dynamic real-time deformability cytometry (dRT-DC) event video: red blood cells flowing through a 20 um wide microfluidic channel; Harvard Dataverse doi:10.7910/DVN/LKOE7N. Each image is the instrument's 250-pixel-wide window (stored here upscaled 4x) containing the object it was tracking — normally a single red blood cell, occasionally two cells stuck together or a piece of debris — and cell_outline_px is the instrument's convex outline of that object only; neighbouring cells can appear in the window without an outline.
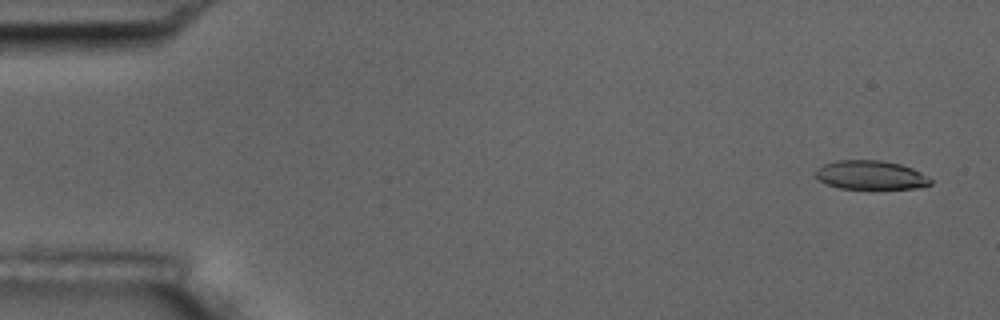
{"species": "common noctule bat (a hibernating species)", "species_latin": "Nyctalus noctula", "temperature_condition": "room temperature", "stored_images_in_passage": 5, "camera_frame_rate_fps": 3000, "um_per_image_px": 0.085, "animal": {"sex": "male", "body_mass_g": 17.5, "forearm_length_mm": 52.3}, "frame": {"image": 1, "passage_image": 1, "time_ms": 0.0, "image_size_px": [1000, 320], "cell_outline_px": [[932, 184], [916, 188], [840, 188], [828, 184], [820, 180], [816, 176], [816, 168], [824, 164], [836, 160], [880, 160], [900, 164], [912, 168], [920, 172], [932, 180]], "centroid_in_image_um": [74.0, 14.87], "position_along_channel_um": 11.0, "area_um2": 19.13}}
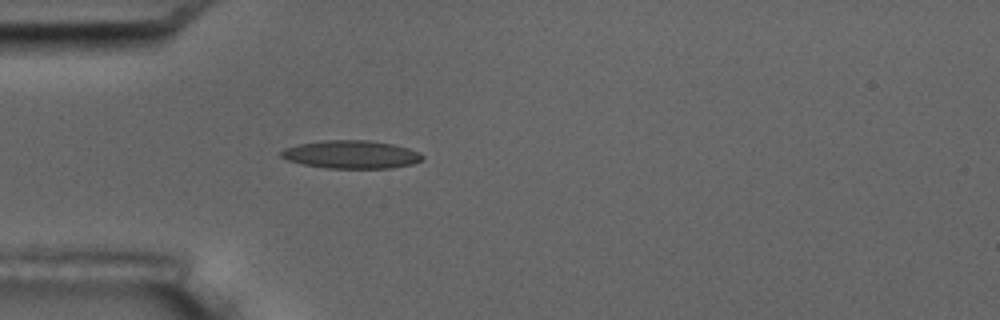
{"frame": {"image": 2, "passage_image": 5, "time_ms": 4.667, "image_size_px": [1000, 320], "cell_outline_px": [[424, 160], [412, 164], [392, 168], [328, 168], [304, 164], [288, 160], [280, 156], [280, 152], [284, 148], [296, 144], [324, 140], [368, 140], [392, 144], [408, 148], [420, 152], [424, 156]], "centroid_in_image_um": [29.87, 13.12], "position_along_channel_um": 55.1, "area_um2": 23.18}}